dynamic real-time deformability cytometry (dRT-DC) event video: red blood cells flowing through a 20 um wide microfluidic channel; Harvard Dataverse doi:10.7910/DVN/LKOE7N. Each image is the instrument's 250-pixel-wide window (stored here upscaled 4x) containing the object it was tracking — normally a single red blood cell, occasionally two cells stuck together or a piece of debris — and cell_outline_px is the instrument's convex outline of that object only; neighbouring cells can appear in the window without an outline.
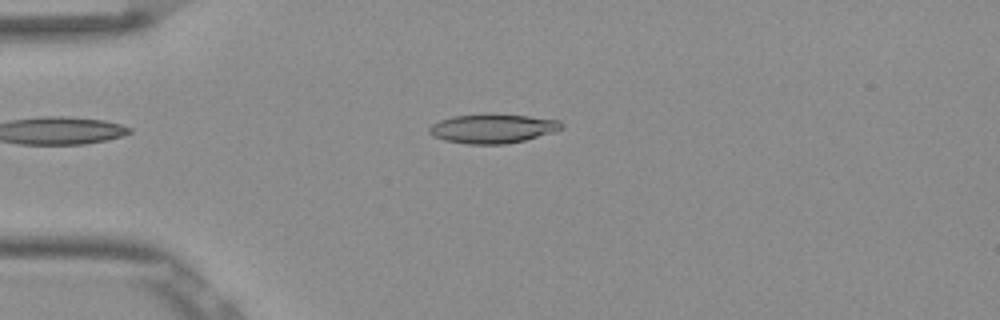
{"species": "Egyptian fruit bat (a non-hibernating species)", "species_latin": "Rousettus aegyptiacus", "temperature_condition": "room temperature", "stored_images_in_passage": 52, "camera_frame_rate_fps": 3000, "um_per_image_px": 0.085, "frame": {"image": 1, "passage_image": 13, "time_ms": 4.0, "image_size_px": [1000, 320], "cell_outline_px": [[564, 128], [552, 132], [524, 140], [504, 144], [468, 144], [444, 140], [432, 136], [428, 132], [428, 128], [432, 124], [440, 120], [452, 116], [484, 112], [528, 116], [560, 120], [564, 124]], "centroid_in_image_um": [41.85, 10.9], "position_along_channel_um": 43.2, "area_um2": 22.89}}
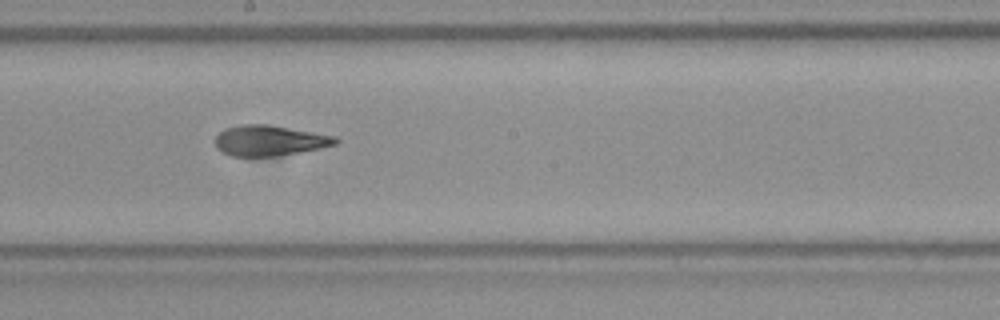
{"frame": {"image": 2, "passage_image": 29, "time_ms": 9.333, "image_size_px": [1000, 320], "cell_outline_px": [[340, 140], [336, 144], [320, 148], [300, 152], [276, 156], [232, 156], [220, 152], [216, 148], [216, 136], [224, 128], [240, 124], [268, 124], [336, 136]], "centroid_in_image_um": [22.89, 11.94], "position_along_channel_um": 225.3, "area_um2": 21.5}}
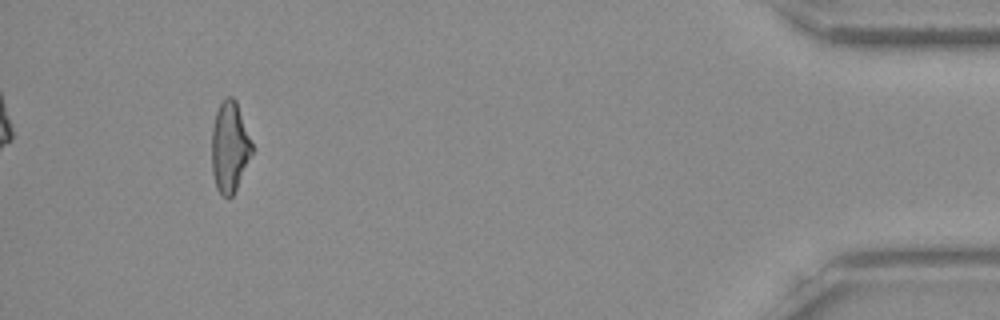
{"frame": {"image": 3, "passage_image": 49, "time_ms": 16.0, "image_size_px": [1000, 320], "cell_outline_px": [[252, 152], [236, 188], [232, 196], [228, 200], [216, 188], [212, 172], [212, 128], [216, 112], [224, 96], [232, 96], [236, 100], [252, 144]], "centroid_in_image_um": [19.5, 12.48], "position_along_channel_um": 415.7, "area_um2": 20.98}, "authors_computed_cell_mechanics": {"area_um2": 21.7906, "velocity_mm_per_s": 3.8552, "shape_relaxation_time_tau1_ms": 7.8022, "shape_relaxation_time_tau2_ms": 2.5122, "deformation_change_tau1": 0.2182, "deformation_change_tau2": 0.1061}}